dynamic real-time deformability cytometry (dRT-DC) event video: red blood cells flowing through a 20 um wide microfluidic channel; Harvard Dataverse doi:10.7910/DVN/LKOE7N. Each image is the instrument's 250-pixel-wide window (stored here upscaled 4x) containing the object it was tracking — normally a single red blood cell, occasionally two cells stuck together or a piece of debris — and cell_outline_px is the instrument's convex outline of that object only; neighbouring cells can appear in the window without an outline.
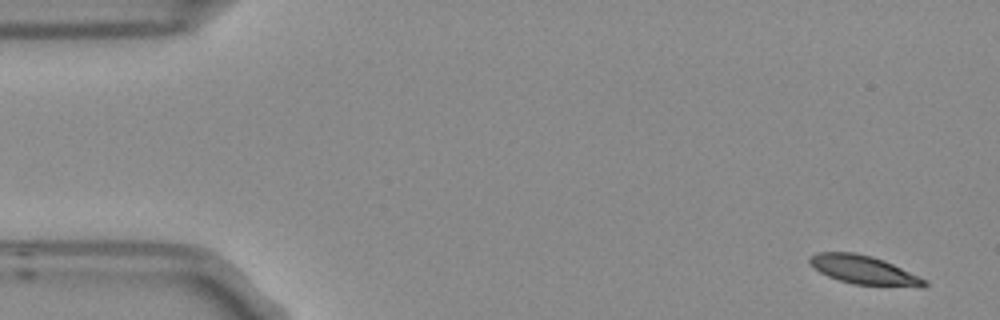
{"species": "Egyptian fruit bat (a non-hibernating species)", "species_latin": "Rousettus aegyptiacus", "temperature_condition": "room temperature", "stored_images_in_passage": 5, "segment_of_instrument_passage": [1, 2], "camera_frame_rate_fps": 3000, "um_per_image_px": 0.085, "frame": {"image": 1, "passage_image": 1, "time_ms": 0.0, "image_size_px": [1000, 320], "cell_outline_px": [[928, 284], [924, 288], [920, 288], [852, 284], [828, 276], [820, 272], [808, 260], [808, 256], [816, 252], [852, 252], [872, 256], [884, 260], [920, 276], [928, 280]], "centroid_in_image_um": [73.5, 22.96], "position_along_channel_um": 11.5, "area_um2": 19.48}}